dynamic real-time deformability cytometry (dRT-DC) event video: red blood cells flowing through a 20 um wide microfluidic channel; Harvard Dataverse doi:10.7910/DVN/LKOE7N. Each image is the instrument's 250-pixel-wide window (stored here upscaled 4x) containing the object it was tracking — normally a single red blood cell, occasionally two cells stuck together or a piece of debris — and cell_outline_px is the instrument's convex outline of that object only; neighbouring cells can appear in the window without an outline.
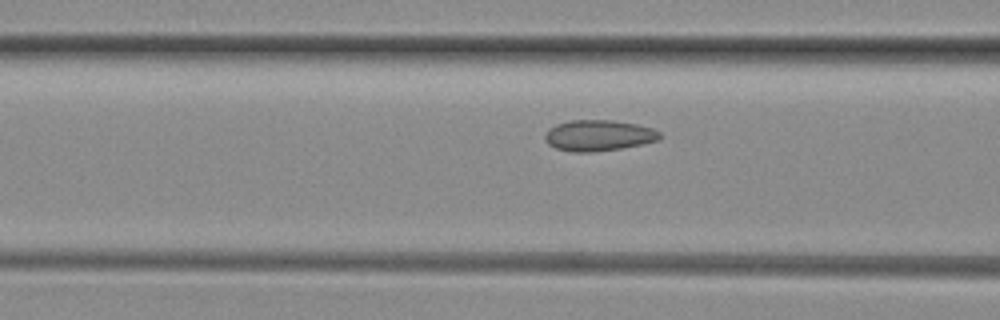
{"species": "common noctule bat (a hibernating species)", "species_latin": "Nyctalus noctula", "temperature_condition": "room temperature", "stored_images_in_passage": 16, "camera_frame_rate_fps": 3000, "um_per_image_px": 0.085, "animal": {"sex": "female", "body_mass_g": 29.2, "forearm_length_mm": 56.3}, "frame": {"image": 1, "passage_image": 14, "time_ms": 4.333, "image_size_px": [1000, 320], "cell_outline_px": [[660, 140], [620, 148], [592, 152], [572, 152], [556, 148], [548, 144], [544, 140], [544, 136], [548, 128], [556, 124], [568, 120], [612, 120], [636, 124], [652, 128], [660, 132]], "centroid_in_image_um": [50.83, 11.51], "position_along_channel_um": 115.8, "area_um2": 20.75}}